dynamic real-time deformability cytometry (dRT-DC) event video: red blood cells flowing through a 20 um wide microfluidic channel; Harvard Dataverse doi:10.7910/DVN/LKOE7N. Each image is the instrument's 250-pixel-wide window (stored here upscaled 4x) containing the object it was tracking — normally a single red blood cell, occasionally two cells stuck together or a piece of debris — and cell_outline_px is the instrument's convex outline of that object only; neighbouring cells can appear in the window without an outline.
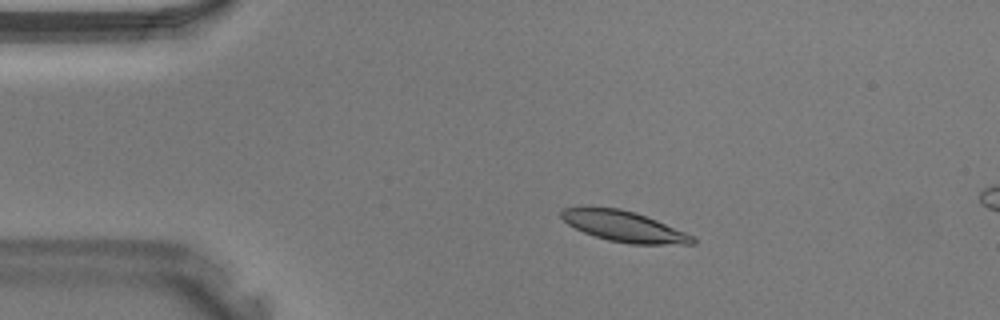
{"species": "Egyptian fruit bat (a non-hibernating species)", "species_latin": "Rousettus aegyptiacus", "temperature_condition": "warm", "stored_images_in_passage": 5, "camera_frame_rate_fps": 3000, "um_per_image_px": 0.085, "animal": {"sex": "male"}, "frame": {"image": 1, "passage_image": 1, "time_ms": 0.0, "image_size_px": [1000, 320], "cell_outline_px": [[696, 244], [632, 244], [608, 240], [584, 232], [568, 224], [560, 216], [560, 212], [564, 208], [580, 204], [592, 204], [620, 208], [636, 212], [656, 220], [684, 232], [692, 236], [696, 240]], "centroid_in_image_um": [52.93, 19.18], "position_along_channel_um": 32.1, "area_um2": 23.93}}